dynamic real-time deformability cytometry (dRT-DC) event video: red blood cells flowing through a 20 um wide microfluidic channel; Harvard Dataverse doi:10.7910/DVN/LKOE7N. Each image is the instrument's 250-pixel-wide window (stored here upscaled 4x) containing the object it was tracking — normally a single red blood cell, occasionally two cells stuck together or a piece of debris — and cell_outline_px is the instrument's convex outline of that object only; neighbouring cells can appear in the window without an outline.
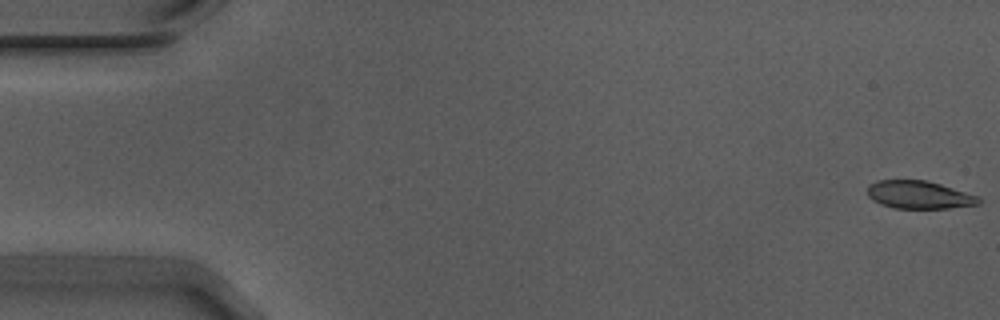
{"species": "Egyptian fruit bat (a non-hibernating species)", "species_latin": "Rousettus aegyptiacus", "temperature_condition": "warm", "stored_images_in_passage": 17, "camera_frame_rate_fps": 3000, "um_per_image_px": 0.085, "animal": {"sex": "male"}, "frame": {"image": 1, "passage_image": 1, "time_ms": 0.0, "image_size_px": [1000, 320], "cell_outline_px": [[984, 200], [980, 204], [948, 208], [892, 208], [880, 204], [872, 200], [868, 196], [868, 184], [876, 180], [924, 180], [940, 184], [980, 196]], "centroid_in_image_um": [78.14, 16.56], "position_along_channel_um": 6.9, "area_um2": 18.26}}
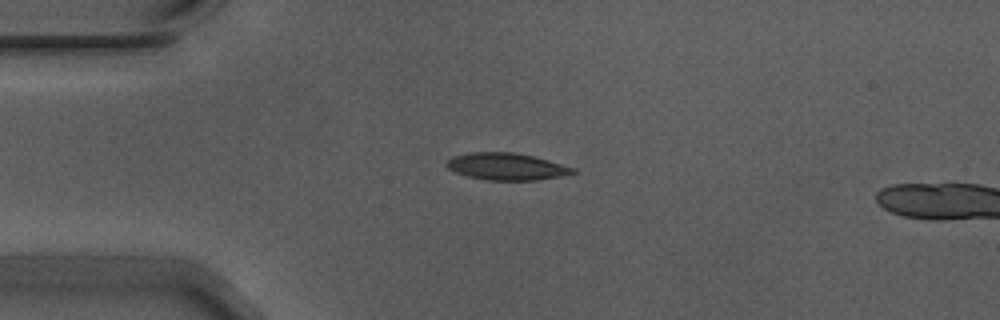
{"frame": {"image": 2, "passage_image": 14, "time_ms": 4.333, "image_size_px": [1000, 320], "cell_outline_px": [[576, 172], [560, 176], [536, 180], [488, 180], [468, 176], [456, 172], [448, 168], [444, 164], [452, 156], [468, 152], [512, 152], [532, 156], [548, 160], [576, 168]], "centroid_in_image_um": [43.03, 14.15], "position_along_channel_um": 42.0, "area_um2": 19.77}}